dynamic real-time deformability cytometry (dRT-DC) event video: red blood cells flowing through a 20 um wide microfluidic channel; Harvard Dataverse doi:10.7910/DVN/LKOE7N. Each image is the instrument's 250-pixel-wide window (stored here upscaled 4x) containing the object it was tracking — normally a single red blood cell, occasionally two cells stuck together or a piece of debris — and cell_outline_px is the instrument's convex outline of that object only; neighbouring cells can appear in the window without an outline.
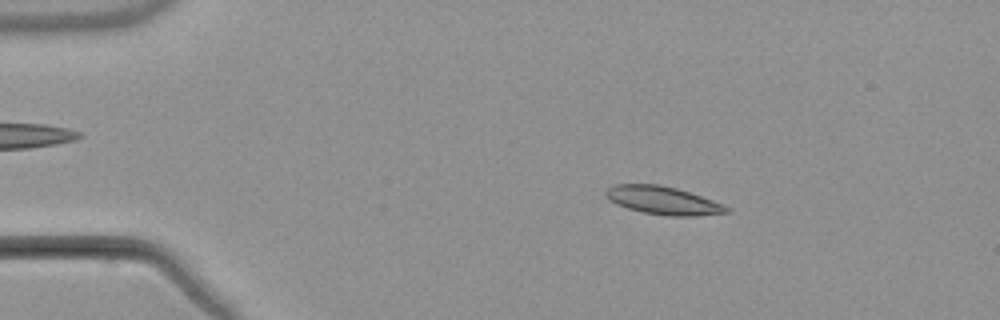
{"species": "common noctule bat (a hibernating species)", "species_latin": "Nyctalus noctula", "temperature_condition": "warm", "stored_images_in_passage": 3, "camera_frame_rate_fps": 3000, "um_per_image_px": 0.085, "animal": {"sex": "male", "body_mass_g": 21.5, "forearm_length_mm": 52.0}, "frame": {"image": 1, "passage_image": 2, "time_ms": 1.333, "image_size_px": [1000, 320], "cell_outline_px": [[732, 212], [692, 216], [668, 216], [644, 212], [628, 208], [616, 204], [608, 200], [604, 196], [604, 192], [608, 188], [616, 184], [660, 184], [676, 188], [724, 204], [732, 208]], "centroid_in_image_um": [56.36, 17.04], "position_along_channel_um": 28.6, "area_um2": 19.83}}